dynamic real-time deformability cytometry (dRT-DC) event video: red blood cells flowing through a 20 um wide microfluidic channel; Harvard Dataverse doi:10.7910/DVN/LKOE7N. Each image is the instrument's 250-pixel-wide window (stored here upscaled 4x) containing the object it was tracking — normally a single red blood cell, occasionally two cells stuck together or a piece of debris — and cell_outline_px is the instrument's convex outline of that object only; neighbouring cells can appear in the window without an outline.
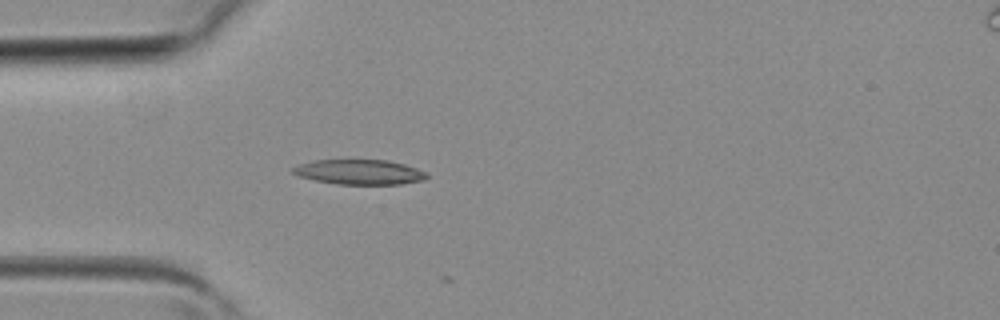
{"species": "common noctule bat (a hibernating species)", "species_latin": "Nyctalus noctula", "temperature_condition": "room temperature", "stored_images_in_passage": 4, "camera_frame_rate_fps": 3000, "um_per_image_px": 0.085, "animal": {"sex": "female", "body_mass_g": 19.3, "forearm_length_mm": 54.1}, "frame": {"image": 1, "passage_image": 4, "time_ms": 1.0, "image_size_px": [1000, 320], "cell_outline_px": [[428, 176], [424, 180], [400, 184], [336, 184], [316, 180], [300, 176], [288, 172], [292, 168], [300, 164], [312, 160], [388, 160], [404, 164], [428, 172]], "centroid_in_image_um": [30.55, 14.62], "position_along_channel_um": 54.5, "area_um2": 19.48}}